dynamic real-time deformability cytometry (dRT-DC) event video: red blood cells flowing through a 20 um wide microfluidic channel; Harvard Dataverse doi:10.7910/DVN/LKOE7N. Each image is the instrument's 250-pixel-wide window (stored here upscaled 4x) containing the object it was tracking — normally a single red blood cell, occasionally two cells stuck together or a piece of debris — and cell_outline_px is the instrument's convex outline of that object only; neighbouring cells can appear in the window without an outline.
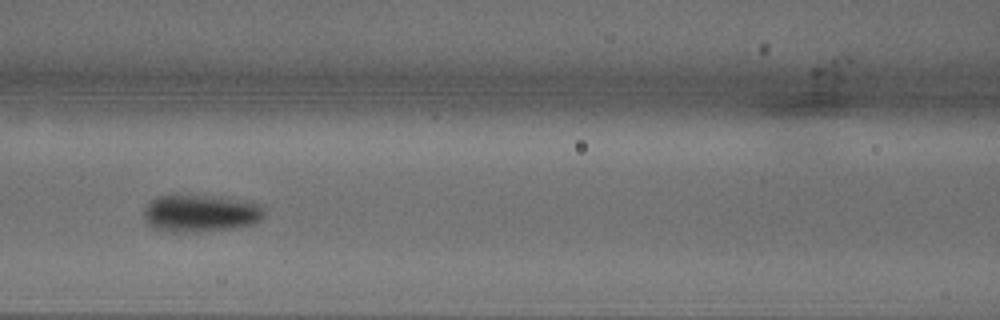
{"species": "common noctule bat (a hibernating species)", "species_latin": "Nyctalus noctula", "temperature_condition": "warm", "stored_images_in_passage": 35, "camera_frame_rate_fps": 3000, "um_per_image_px": 0.085, "animal": {"sex": "male", "body_mass_g": 18.8}, "frame": {"image": 1, "passage_image": 16, "time_ms": 5.0, "image_size_px": [1000, 320], "cell_outline_px": [[264, 216], [256, 224], [232, 228], [192, 232], [172, 232], [152, 228], [148, 224], [144, 216], [144, 208], [148, 200], [160, 196], [176, 192], [220, 196], [260, 204], [264, 208]], "centroid_in_image_um": [17.0, 18.08], "position_along_channel_um": 149.6, "area_um2": 27.11}}
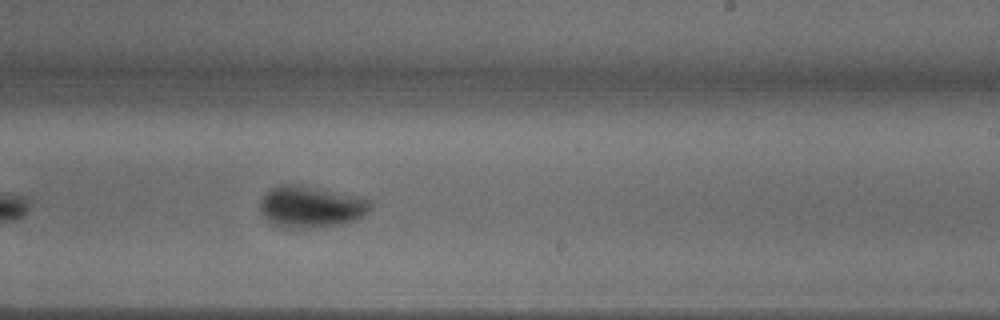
{"frame": {"image": 2, "passage_image": 22, "time_ms": 7.0, "image_size_px": [1000, 320], "cell_outline_px": [[372, 208], [364, 216], [356, 220], [340, 224], [308, 228], [288, 228], [276, 224], [268, 220], [260, 212], [260, 200], [272, 188], [280, 184], [296, 184], [320, 188], [360, 196], [372, 200]], "centroid_in_image_um": [26.48, 17.56], "position_along_channel_um": 262.5, "area_um2": 26.88}}
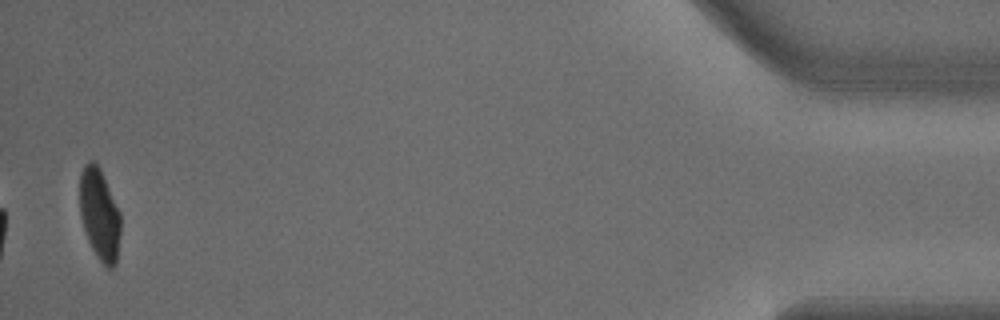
{"frame": {"image": 3, "passage_image": 35, "time_ms": 11.333, "image_size_px": [1000, 320], "cell_outline_px": [[120, 232], [116, 264], [112, 268], [108, 268], [96, 256], [88, 240], [80, 216], [80, 172], [84, 164], [88, 160], [92, 160], [100, 168], [120, 212]], "centroid_in_image_um": [8.45, 18.2], "position_along_channel_um": 426.7, "area_um2": 21.73}}